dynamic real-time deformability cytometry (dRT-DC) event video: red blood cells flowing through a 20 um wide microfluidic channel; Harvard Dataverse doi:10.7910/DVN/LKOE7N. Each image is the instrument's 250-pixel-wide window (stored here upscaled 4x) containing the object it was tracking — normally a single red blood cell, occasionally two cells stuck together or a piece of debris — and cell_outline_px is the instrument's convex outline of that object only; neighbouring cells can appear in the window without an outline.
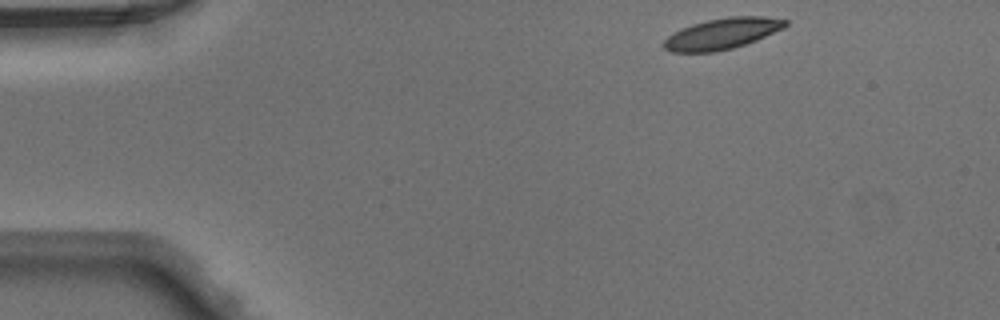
{"species": "Egyptian fruit bat (a non-hibernating species)", "species_latin": "Rousettus aegyptiacus", "temperature_condition": "warm", "stored_images_in_passage": 9, "camera_frame_rate_fps": 3000, "um_per_image_px": 0.085, "animal": {"sex": "male"}, "frame": {"image": 1, "passage_image": 1, "time_ms": 0.0, "image_size_px": [1000, 320], "cell_outline_px": [[788, 24], [784, 28], [756, 40], [732, 48], [716, 52], [672, 52], [664, 48], [664, 40], [668, 36], [680, 28], [692, 24], [708, 20], [728, 16], [764, 16], [788, 20]], "centroid_in_image_um": [61.39, 2.85], "position_along_channel_um": 23.6, "area_um2": 21.91}}